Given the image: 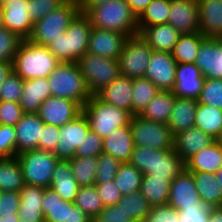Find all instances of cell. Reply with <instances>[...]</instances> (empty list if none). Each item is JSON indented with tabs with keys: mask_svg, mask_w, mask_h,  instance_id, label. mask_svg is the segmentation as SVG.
Segmentation results:
<instances>
[{
	"mask_svg": "<svg viewBox=\"0 0 222 222\" xmlns=\"http://www.w3.org/2000/svg\"><path fill=\"white\" fill-rule=\"evenodd\" d=\"M59 63L47 46L37 45L25 39L13 58L12 69L23 80L47 78Z\"/></svg>",
	"mask_w": 222,
	"mask_h": 222,
	"instance_id": "obj_1",
	"label": "cell"
},
{
	"mask_svg": "<svg viewBox=\"0 0 222 222\" xmlns=\"http://www.w3.org/2000/svg\"><path fill=\"white\" fill-rule=\"evenodd\" d=\"M129 162L144 175L167 178L170 182L185 169V162L174 148L155 150L149 147L134 146Z\"/></svg>",
	"mask_w": 222,
	"mask_h": 222,
	"instance_id": "obj_2",
	"label": "cell"
},
{
	"mask_svg": "<svg viewBox=\"0 0 222 222\" xmlns=\"http://www.w3.org/2000/svg\"><path fill=\"white\" fill-rule=\"evenodd\" d=\"M94 28L116 31L129 37L138 35V19L125 0H111L85 14Z\"/></svg>",
	"mask_w": 222,
	"mask_h": 222,
	"instance_id": "obj_3",
	"label": "cell"
},
{
	"mask_svg": "<svg viewBox=\"0 0 222 222\" xmlns=\"http://www.w3.org/2000/svg\"><path fill=\"white\" fill-rule=\"evenodd\" d=\"M93 27L85 14L79 13L65 33L53 40L47 47L60 62H78L87 53L90 33Z\"/></svg>",
	"mask_w": 222,
	"mask_h": 222,
	"instance_id": "obj_4",
	"label": "cell"
},
{
	"mask_svg": "<svg viewBox=\"0 0 222 222\" xmlns=\"http://www.w3.org/2000/svg\"><path fill=\"white\" fill-rule=\"evenodd\" d=\"M47 79L52 96L73 100L81 107L91 98L76 62H60Z\"/></svg>",
	"mask_w": 222,
	"mask_h": 222,
	"instance_id": "obj_5",
	"label": "cell"
},
{
	"mask_svg": "<svg viewBox=\"0 0 222 222\" xmlns=\"http://www.w3.org/2000/svg\"><path fill=\"white\" fill-rule=\"evenodd\" d=\"M79 13L77 0H66L57 9L52 10L44 18L33 24V30L28 40L37 45L48 46L53 40L65 33Z\"/></svg>",
	"mask_w": 222,
	"mask_h": 222,
	"instance_id": "obj_6",
	"label": "cell"
},
{
	"mask_svg": "<svg viewBox=\"0 0 222 222\" xmlns=\"http://www.w3.org/2000/svg\"><path fill=\"white\" fill-rule=\"evenodd\" d=\"M82 112L89 121L90 130L102 138L116 128L127 126L132 116L128 111L101 100L97 95H91L82 107Z\"/></svg>",
	"mask_w": 222,
	"mask_h": 222,
	"instance_id": "obj_7",
	"label": "cell"
},
{
	"mask_svg": "<svg viewBox=\"0 0 222 222\" xmlns=\"http://www.w3.org/2000/svg\"><path fill=\"white\" fill-rule=\"evenodd\" d=\"M77 63L91 95H96L120 75L117 59L85 53Z\"/></svg>",
	"mask_w": 222,
	"mask_h": 222,
	"instance_id": "obj_8",
	"label": "cell"
},
{
	"mask_svg": "<svg viewBox=\"0 0 222 222\" xmlns=\"http://www.w3.org/2000/svg\"><path fill=\"white\" fill-rule=\"evenodd\" d=\"M26 185L50 187L59 159L53 152L29 150L17 155Z\"/></svg>",
	"mask_w": 222,
	"mask_h": 222,
	"instance_id": "obj_9",
	"label": "cell"
},
{
	"mask_svg": "<svg viewBox=\"0 0 222 222\" xmlns=\"http://www.w3.org/2000/svg\"><path fill=\"white\" fill-rule=\"evenodd\" d=\"M129 125L134 146L149 147L155 150L174 148V136L167 124L147 120L140 115H132Z\"/></svg>",
	"mask_w": 222,
	"mask_h": 222,
	"instance_id": "obj_10",
	"label": "cell"
},
{
	"mask_svg": "<svg viewBox=\"0 0 222 222\" xmlns=\"http://www.w3.org/2000/svg\"><path fill=\"white\" fill-rule=\"evenodd\" d=\"M152 52L139 34L129 37L118 59L120 75L131 79L144 77Z\"/></svg>",
	"mask_w": 222,
	"mask_h": 222,
	"instance_id": "obj_11",
	"label": "cell"
},
{
	"mask_svg": "<svg viewBox=\"0 0 222 222\" xmlns=\"http://www.w3.org/2000/svg\"><path fill=\"white\" fill-rule=\"evenodd\" d=\"M89 131V121L82 112L74 120L60 127L59 140L53 153L59 160L72 159Z\"/></svg>",
	"mask_w": 222,
	"mask_h": 222,
	"instance_id": "obj_12",
	"label": "cell"
},
{
	"mask_svg": "<svg viewBox=\"0 0 222 222\" xmlns=\"http://www.w3.org/2000/svg\"><path fill=\"white\" fill-rule=\"evenodd\" d=\"M176 64L171 53L153 51L144 77L159 90L172 91L175 85Z\"/></svg>",
	"mask_w": 222,
	"mask_h": 222,
	"instance_id": "obj_13",
	"label": "cell"
},
{
	"mask_svg": "<svg viewBox=\"0 0 222 222\" xmlns=\"http://www.w3.org/2000/svg\"><path fill=\"white\" fill-rule=\"evenodd\" d=\"M82 113V107L75 101L50 96L40 106L37 115L47 124L63 126Z\"/></svg>",
	"mask_w": 222,
	"mask_h": 222,
	"instance_id": "obj_14",
	"label": "cell"
},
{
	"mask_svg": "<svg viewBox=\"0 0 222 222\" xmlns=\"http://www.w3.org/2000/svg\"><path fill=\"white\" fill-rule=\"evenodd\" d=\"M168 204L179 212L184 208L206 207L200 200L192 173L186 169L171 181Z\"/></svg>",
	"mask_w": 222,
	"mask_h": 222,
	"instance_id": "obj_15",
	"label": "cell"
},
{
	"mask_svg": "<svg viewBox=\"0 0 222 222\" xmlns=\"http://www.w3.org/2000/svg\"><path fill=\"white\" fill-rule=\"evenodd\" d=\"M128 38L123 33L93 27L87 53L118 60Z\"/></svg>",
	"mask_w": 222,
	"mask_h": 222,
	"instance_id": "obj_16",
	"label": "cell"
},
{
	"mask_svg": "<svg viewBox=\"0 0 222 222\" xmlns=\"http://www.w3.org/2000/svg\"><path fill=\"white\" fill-rule=\"evenodd\" d=\"M205 77L195 63H177L175 85L176 97L199 100Z\"/></svg>",
	"mask_w": 222,
	"mask_h": 222,
	"instance_id": "obj_17",
	"label": "cell"
},
{
	"mask_svg": "<svg viewBox=\"0 0 222 222\" xmlns=\"http://www.w3.org/2000/svg\"><path fill=\"white\" fill-rule=\"evenodd\" d=\"M180 34L200 32L198 2L194 0H171L168 23Z\"/></svg>",
	"mask_w": 222,
	"mask_h": 222,
	"instance_id": "obj_18",
	"label": "cell"
},
{
	"mask_svg": "<svg viewBox=\"0 0 222 222\" xmlns=\"http://www.w3.org/2000/svg\"><path fill=\"white\" fill-rule=\"evenodd\" d=\"M195 65L205 78L222 79V43L220 39L206 38L200 44Z\"/></svg>",
	"mask_w": 222,
	"mask_h": 222,
	"instance_id": "obj_19",
	"label": "cell"
},
{
	"mask_svg": "<svg viewBox=\"0 0 222 222\" xmlns=\"http://www.w3.org/2000/svg\"><path fill=\"white\" fill-rule=\"evenodd\" d=\"M44 122L37 113H24L15 125L16 155L29 150H39V138Z\"/></svg>",
	"mask_w": 222,
	"mask_h": 222,
	"instance_id": "obj_20",
	"label": "cell"
},
{
	"mask_svg": "<svg viewBox=\"0 0 222 222\" xmlns=\"http://www.w3.org/2000/svg\"><path fill=\"white\" fill-rule=\"evenodd\" d=\"M28 0H15L2 7L3 27L28 39L33 30V23L27 13Z\"/></svg>",
	"mask_w": 222,
	"mask_h": 222,
	"instance_id": "obj_21",
	"label": "cell"
},
{
	"mask_svg": "<svg viewBox=\"0 0 222 222\" xmlns=\"http://www.w3.org/2000/svg\"><path fill=\"white\" fill-rule=\"evenodd\" d=\"M199 28L205 38L222 37V0H201L198 2Z\"/></svg>",
	"mask_w": 222,
	"mask_h": 222,
	"instance_id": "obj_22",
	"label": "cell"
},
{
	"mask_svg": "<svg viewBox=\"0 0 222 222\" xmlns=\"http://www.w3.org/2000/svg\"><path fill=\"white\" fill-rule=\"evenodd\" d=\"M214 141L215 139L194 126L174 136V150L186 162Z\"/></svg>",
	"mask_w": 222,
	"mask_h": 222,
	"instance_id": "obj_23",
	"label": "cell"
},
{
	"mask_svg": "<svg viewBox=\"0 0 222 222\" xmlns=\"http://www.w3.org/2000/svg\"><path fill=\"white\" fill-rule=\"evenodd\" d=\"M134 150L130 125L119 127L103 138V153L112 155L121 163L129 162Z\"/></svg>",
	"mask_w": 222,
	"mask_h": 222,
	"instance_id": "obj_24",
	"label": "cell"
},
{
	"mask_svg": "<svg viewBox=\"0 0 222 222\" xmlns=\"http://www.w3.org/2000/svg\"><path fill=\"white\" fill-rule=\"evenodd\" d=\"M101 100L122 108L132 115V79L119 75L96 94Z\"/></svg>",
	"mask_w": 222,
	"mask_h": 222,
	"instance_id": "obj_25",
	"label": "cell"
},
{
	"mask_svg": "<svg viewBox=\"0 0 222 222\" xmlns=\"http://www.w3.org/2000/svg\"><path fill=\"white\" fill-rule=\"evenodd\" d=\"M52 96L47 78L23 80L20 106L24 113H37L41 104Z\"/></svg>",
	"mask_w": 222,
	"mask_h": 222,
	"instance_id": "obj_26",
	"label": "cell"
},
{
	"mask_svg": "<svg viewBox=\"0 0 222 222\" xmlns=\"http://www.w3.org/2000/svg\"><path fill=\"white\" fill-rule=\"evenodd\" d=\"M221 166L222 143L218 140L201 149L185 162V169L188 172H209L216 174Z\"/></svg>",
	"mask_w": 222,
	"mask_h": 222,
	"instance_id": "obj_27",
	"label": "cell"
},
{
	"mask_svg": "<svg viewBox=\"0 0 222 222\" xmlns=\"http://www.w3.org/2000/svg\"><path fill=\"white\" fill-rule=\"evenodd\" d=\"M50 187L64 200L74 203L80 185L77 183L69 160H59L52 175Z\"/></svg>",
	"mask_w": 222,
	"mask_h": 222,
	"instance_id": "obj_28",
	"label": "cell"
},
{
	"mask_svg": "<svg viewBox=\"0 0 222 222\" xmlns=\"http://www.w3.org/2000/svg\"><path fill=\"white\" fill-rule=\"evenodd\" d=\"M198 101L189 98L175 97L168 126L173 136L194 127Z\"/></svg>",
	"mask_w": 222,
	"mask_h": 222,
	"instance_id": "obj_29",
	"label": "cell"
},
{
	"mask_svg": "<svg viewBox=\"0 0 222 222\" xmlns=\"http://www.w3.org/2000/svg\"><path fill=\"white\" fill-rule=\"evenodd\" d=\"M139 35L153 51L171 53L181 34L170 24H160L146 27Z\"/></svg>",
	"mask_w": 222,
	"mask_h": 222,
	"instance_id": "obj_30",
	"label": "cell"
},
{
	"mask_svg": "<svg viewBox=\"0 0 222 222\" xmlns=\"http://www.w3.org/2000/svg\"><path fill=\"white\" fill-rule=\"evenodd\" d=\"M193 175L200 200L208 207L222 206V188L216 175L209 172H190Z\"/></svg>",
	"mask_w": 222,
	"mask_h": 222,
	"instance_id": "obj_31",
	"label": "cell"
},
{
	"mask_svg": "<svg viewBox=\"0 0 222 222\" xmlns=\"http://www.w3.org/2000/svg\"><path fill=\"white\" fill-rule=\"evenodd\" d=\"M175 97L172 91L160 90L139 115L147 120L168 124Z\"/></svg>",
	"mask_w": 222,
	"mask_h": 222,
	"instance_id": "obj_32",
	"label": "cell"
},
{
	"mask_svg": "<svg viewBox=\"0 0 222 222\" xmlns=\"http://www.w3.org/2000/svg\"><path fill=\"white\" fill-rule=\"evenodd\" d=\"M25 185L23 170L17 158H0V192H19Z\"/></svg>",
	"mask_w": 222,
	"mask_h": 222,
	"instance_id": "obj_33",
	"label": "cell"
},
{
	"mask_svg": "<svg viewBox=\"0 0 222 222\" xmlns=\"http://www.w3.org/2000/svg\"><path fill=\"white\" fill-rule=\"evenodd\" d=\"M194 126L218 140L222 132V110L198 103Z\"/></svg>",
	"mask_w": 222,
	"mask_h": 222,
	"instance_id": "obj_34",
	"label": "cell"
},
{
	"mask_svg": "<svg viewBox=\"0 0 222 222\" xmlns=\"http://www.w3.org/2000/svg\"><path fill=\"white\" fill-rule=\"evenodd\" d=\"M51 187L44 188L42 212L45 222H68L69 205Z\"/></svg>",
	"mask_w": 222,
	"mask_h": 222,
	"instance_id": "obj_35",
	"label": "cell"
},
{
	"mask_svg": "<svg viewBox=\"0 0 222 222\" xmlns=\"http://www.w3.org/2000/svg\"><path fill=\"white\" fill-rule=\"evenodd\" d=\"M171 182L167 178L144 175L140 192L151 206L168 204Z\"/></svg>",
	"mask_w": 222,
	"mask_h": 222,
	"instance_id": "obj_36",
	"label": "cell"
},
{
	"mask_svg": "<svg viewBox=\"0 0 222 222\" xmlns=\"http://www.w3.org/2000/svg\"><path fill=\"white\" fill-rule=\"evenodd\" d=\"M206 38L200 33L181 34L171 51L177 63H195L200 44Z\"/></svg>",
	"mask_w": 222,
	"mask_h": 222,
	"instance_id": "obj_37",
	"label": "cell"
},
{
	"mask_svg": "<svg viewBox=\"0 0 222 222\" xmlns=\"http://www.w3.org/2000/svg\"><path fill=\"white\" fill-rule=\"evenodd\" d=\"M171 0H153L138 18V34L146 27L167 24Z\"/></svg>",
	"mask_w": 222,
	"mask_h": 222,
	"instance_id": "obj_38",
	"label": "cell"
},
{
	"mask_svg": "<svg viewBox=\"0 0 222 222\" xmlns=\"http://www.w3.org/2000/svg\"><path fill=\"white\" fill-rule=\"evenodd\" d=\"M159 91L145 77L132 79V115H139Z\"/></svg>",
	"mask_w": 222,
	"mask_h": 222,
	"instance_id": "obj_39",
	"label": "cell"
},
{
	"mask_svg": "<svg viewBox=\"0 0 222 222\" xmlns=\"http://www.w3.org/2000/svg\"><path fill=\"white\" fill-rule=\"evenodd\" d=\"M144 174L130 162L121 163L114 181L122 195L140 191Z\"/></svg>",
	"mask_w": 222,
	"mask_h": 222,
	"instance_id": "obj_40",
	"label": "cell"
},
{
	"mask_svg": "<svg viewBox=\"0 0 222 222\" xmlns=\"http://www.w3.org/2000/svg\"><path fill=\"white\" fill-rule=\"evenodd\" d=\"M117 205L135 222H144L151 208L146 197L140 191L124 195Z\"/></svg>",
	"mask_w": 222,
	"mask_h": 222,
	"instance_id": "obj_41",
	"label": "cell"
},
{
	"mask_svg": "<svg viewBox=\"0 0 222 222\" xmlns=\"http://www.w3.org/2000/svg\"><path fill=\"white\" fill-rule=\"evenodd\" d=\"M73 175L80 187L93 186L97 169V157H76L69 159Z\"/></svg>",
	"mask_w": 222,
	"mask_h": 222,
	"instance_id": "obj_42",
	"label": "cell"
},
{
	"mask_svg": "<svg viewBox=\"0 0 222 222\" xmlns=\"http://www.w3.org/2000/svg\"><path fill=\"white\" fill-rule=\"evenodd\" d=\"M74 204L77 205L84 213L93 219L101 209L104 208L95 185L80 187L76 195Z\"/></svg>",
	"mask_w": 222,
	"mask_h": 222,
	"instance_id": "obj_43",
	"label": "cell"
},
{
	"mask_svg": "<svg viewBox=\"0 0 222 222\" xmlns=\"http://www.w3.org/2000/svg\"><path fill=\"white\" fill-rule=\"evenodd\" d=\"M121 162L112 155L101 153L97 157L95 184H104L114 180Z\"/></svg>",
	"mask_w": 222,
	"mask_h": 222,
	"instance_id": "obj_44",
	"label": "cell"
},
{
	"mask_svg": "<svg viewBox=\"0 0 222 222\" xmlns=\"http://www.w3.org/2000/svg\"><path fill=\"white\" fill-rule=\"evenodd\" d=\"M23 40L7 28H0V62H12Z\"/></svg>",
	"mask_w": 222,
	"mask_h": 222,
	"instance_id": "obj_45",
	"label": "cell"
},
{
	"mask_svg": "<svg viewBox=\"0 0 222 222\" xmlns=\"http://www.w3.org/2000/svg\"><path fill=\"white\" fill-rule=\"evenodd\" d=\"M198 103L222 110V79L205 78Z\"/></svg>",
	"mask_w": 222,
	"mask_h": 222,
	"instance_id": "obj_46",
	"label": "cell"
},
{
	"mask_svg": "<svg viewBox=\"0 0 222 222\" xmlns=\"http://www.w3.org/2000/svg\"><path fill=\"white\" fill-rule=\"evenodd\" d=\"M22 88L23 79L12 71L0 87V101L19 103L22 95Z\"/></svg>",
	"mask_w": 222,
	"mask_h": 222,
	"instance_id": "obj_47",
	"label": "cell"
},
{
	"mask_svg": "<svg viewBox=\"0 0 222 222\" xmlns=\"http://www.w3.org/2000/svg\"><path fill=\"white\" fill-rule=\"evenodd\" d=\"M65 1L66 0H28L27 13L34 24L44 18L52 10L57 9Z\"/></svg>",
	"mask_w": 222,
	"mask_h": 222,
	"instance_id": "obj_48",
	"label": "cell"
},
{
	"mask_svg": "<svg viewBox=\"0 0 222 222\" xmlns=\"http://www.w3.org/2000/svg\"><path fill=\"white\" fill-rule=\"evenodd\" d=\"M103 153V138L96 132L90 130L75 151L76 157H98Z\"/></svg>",
	"mask_w": 222,
	"mask_h": 222,
	"instance_id": "obj_49",
	"label": "cell"
},
{
	"mask_svg": "<svg viewBox=\"0 0 222 222\" xmlns=\"http://www.w3.org/2000/svg\"><path fill=\"white\" fill-rule=\"evenodd\" d=\"M15 133V127L0 125V158L17 156Z\"/></svg>",
	"mask_w": 222,
	"mask_h": 222,
	"instance_id": "obj_50",
	"label": "cell"
},
{
	"mask_svg": "<svg viewBox=\"0 0 222 222\" xmlns=\"http://www.w3.org/2000/svg\"><path fill=\"white\" fill-rule=\"evenodd\" d=\"M180 212L169 204L151 206L144 222H179Z\"/></svg>",
	"mask_w": 222,
	"mask_h": 222,
	"instance_id": "obj_51",
	"label": "cell"
},
{
	"mask_svg": "<svg viewBox=\"0 0 222 222\" xmlns=\"http://www.w3.org/2000/svg\"><path fill=\"white\" fill-rule=\"evenodd\" d=\"M20 193L19 207L42 208L44 187L24 185Z\"/></svg>",
	"mask_w": 222,
	"mask_h": 222,
	"instance_id": "obj_52",
	"label": "cell"
},
{
	"mask_svg": "<svg viewBox=\"0 0 222 222\" xmlns=\"http://www.w3.org/2000/svg\"><path fill=\"white\" fill-rule=\"evenodd\" d=\"M24 112L19 103L0 101V125L15 127Z\"/></svg>",
	"mask_w": 222,
	"mask_h": 222,
	"instance_id": "obj_53",
	"label": "cell"
},
{
	"mask_svg": "<svg viewBox=\"0 0 222 222\" xmlns=\"http://www.w3.org/2000/svg\"><path fill=\"white\" fill-rule=\"evenodd\" d=\"M92 222H135L118 205L104 206L92 219Z\"/></svg>",
	"mask_w": 222,
	"mask_h": 222,
	"instance_id": "obj_54",
	"label": "cell"
},
{
	"mask_svg": "<svg viewBox=\"0 0 222 222\" xmlns=\"http://www.w3.org/2000/svg\"><path fill=\"white\" fill-rule=\"evenodd\" d=\"M95 188L103 201L104 206L117 205L123 195L115 181H110L104 184H94Z\"/></svg>",
	"mask_w": 222,
	"mask_h": 222,
	"instance_id": "obj_55",
	"label": "cell"
},
{
	"mask_svg": "<svg viewBox=\"0 0 222 222\" xmlns=\"http://www.w3.org/2000/svg\"><path fill=\"white\" fill-rule=\"evenodd\" d=\"M60 136V127L44 123L39 138V150L54 152Z\"/></svg>",
	"mask_w": 222,
	"mask_h": 222,
	"instance_id": "obj_56",
	"label": "cell"
},
{
	"mask_svg": "<svg viewBox=\"0 0 222 222\" xmlns=\"http://www.w3.org/2000/svg\"><path fill=\"white\" fill-rule=\"evenodd\" d=\"M20 193L15 191L0 192V216H10L18 213Z\"/></svg>",
	"mask_w": 222,
	"mask_h": 222,
	"instance_id": "obj_57",
	"label": "cell"
},
{
	"mask_svg": "<svg viewBox=\"0 0 222 222\" xmlns=\"http://www.w3.org/2000/svg\"><path fill=\"white\" fill-rule=\"evenodd\" d=\"M209 208L208 206L184 208L180 212L179 222H208Z\"/></svg>",
	"mask_w": 222,
	"mask_h": 222,
	"instance_id": "obj_58",
	"label": "cell"
},
{
	"mask_svg": "<svg viewBox=\"0 0 222 222\" xmlns=\"http://www.w3.org/2000/svg\"><path fill=\"white\" fill-rule=\"evenodd\" d=\"M19 222H45L42 208L19 207Z\"/></svg>",
	"mask_w": 222,
	"mask_h": 222,
	"instance_id": "obj_59",
	"label": "cell"
},
{
	"mask_svg": "<svg viewBox=\"0 0 222 222\" xmlns=\"http://www.w3.org/2000/svg\"><path fill=\"white\" fill-rule=\"evenodd\" d=\"M68 222H92V219L84 213L77 205H69Z\"/></svg>",
	"mask_w": 222,
	"mask_h": 222,
	"instance_id": "obj_60",
	"label": "cell"
},
{
	"mask_svg": "<svg viewBox=\"0 0 222 222\" xmlns=\"http://www.w3.org/2000/svg\"><path fill=\"white\" fill-rule=\"evenodd\" d=\"M152 1L153 0H125L137 19L142 15Z\"/></svg>",
	"mask_w": 222,
	"mask_h": 222,
	"instance_id": "obj_61",
	"label": "cell"
},
{
	"mask_svg": "<svg viewBox=\"0 0 222 222\" xmlns=\"http://www.w3.org/2000/svg\"><path fill=\"white\" fill-rule=\"evenodd\" d=\"M111 0H77L79 12L86 14L92 8Z\"/></svg>",
	"mask_w": 222,
	"mask_h": 222,
	"instance_id": "obj_62",
	"label": "cell"
},
{
	"mask_svg": "<svg viewBox=\"0 0 222 222\" xmlns=\"http://www.w3.org/2000/svg\"><path fill=\"white\" fill-rule=\"evenodd\" d=\"M12 71V62H0V87Z\"/></svg>",
	"mask_w": 222,
	"mask_h": 222,
	"instance_id": "obj_63",
	"label": "cell"
},
{
	"mask_svg": "<svg viewBox=\"0 0 222 222\" xmlns=\"http://www.w3.org/2000/svg\"><path fill=\"white\" fill-rule=\"evenodd\" d=\"M208 222H222V206L209 208Z\"/></svg>",
	"mask_w": 222,
	"mask_h": 222,
	"instance_id": "obj_64",
	"label": "cell"
},
{
	"mask_svg": "<svg viewBox=\"0 0 222 222\" xmlns=\"http://www.w3.org/2000/svg\"><path fill=\"white\" fill-rule=\"evenodd\" d=\"M4 222H19L18 214L2 217Z\"/></svg>",
	"mask_w": 222,
	"mask_h": 222,
	"instance_id": "obj_65",
	"label": "cell"
},
{
	"mask_svg": "<svg viewBox=\"0 0 222 222\" xmlns=\"http://www.w3.org/2000/svg\"><path fill=\"white\" fill-rule=\"evenodd\" d=\"M215 175L220 187L222 188V166L219 168Z\"/></svg>",
	"mask_w": 222,
	"mask_h": 222,
	"instance_id": "obj_66",
	"label": "cell"
},
{
	"mask_svg": "<svg viewBox=\"0 0 222 222\" xmlns=\"http://www.w3.org/2000/svg\"><path fill=\"white\" fill-rule=\"evenodd\" d=\"M15 0H0V6L4 7L6 4L14 2Z\"/></svg>",
	"mask_w": 222,
	"mask_h": 222,
	"instance_id": "obj_67",
	"label": "cell"
},
{
	"mask_svg": "<svg viewBox=\"0 0 222 222\" xmlns=\"http://www.w3.org/2000/svg\"><path fill=\"white\" fill-rule=\"evenodd\" d=\"M3 27V15H2V7L0 6V28Z\"/></svg>",
	"mask_w": 222,
	"mask_h": 222,
	"instance_id": "obj_68",
	"label": "cell"
},
{
	"mask_svg": "<svg viewBox=\"0 0 222 222\" xmlns=\"http://www.w3.org/2000/svg\"><path fill=\"white\" fill-rule=\"evenodd\" d=\"M218 141L222 143V132H221V134H220V136L218 138Z\"/></svg>",
	"mask_w": 222,
	"mask_h": 222,
	"instance_id": "obj_69",
	"label": "cell"
},
{
	"mask_svg": "<svg viewBox=\"0 0 222 222\" xmlns=\"http://www.w3.org/2000/svg\"><path fill=\"white\" fill-rule=\"evenodd\" d=\"M0 222H4V218L0 216Z\"/></svg>",
	"mask_w": 222,
	"mask_h": 222,
	"instance_id": "obj_70",
	"label": "cell"
}]
</instances>
